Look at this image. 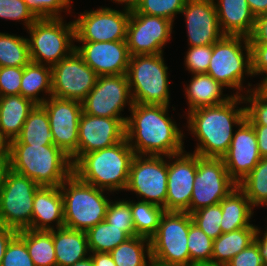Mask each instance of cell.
<instances>
[{"instance_id":"cell-1","label":"cell","mask_w":267,"mask_h":266,"mask_svg":"<svg viewBox=\"0 0 267 266\" xmlns=\"http://www.w3.org/2000/svg\"><path fill=\"white\" fill-rule=\"evenodd\" d=\"M168 107L133 104L125 128L126 139L135 155L170 156L185 150L184 133L168 116Z\"/></svg>"},{"instance_id":"cell-2","label":"cell","mask_w":267,"mask_h":266,"mask_svg":"<svg viewBox=\"0 0 267 266\" xmlns=\"http://www.w3.org/2000/svg\"><path fill=\"white\" fill-rule=\"evenodd\" d=\"M239 104H244L243 97L234 95L223 104L187 113L188 130L198 142L193 153L208 158H222L227 153L234 125L238 127L246 118V108L238 107Z\"/></svg>"},{"instance_id":"cell-3","label":"cell","mask_w":267,"mask_h":266,"mask_svg":"<svg viewBox=\"0 0 267 266\" xmlns=\"http://www.w3.org/2000/svg\"><path fill=\"white\" fill-rule=\"evenodd\" d=\"M135 153L125 138L108 147L83 154L72 166L73 174L84 183L116 192L126 189Z\"/></svg>"},{"instance_id":"cell-4","label":"cell","mask_w":267,"mask_h":266,"mask_svg":"<svg viewBox=\"0 0 267 266\" xmlns=\"http://www.w3.org/2000/svg\"><path fill=\"white\" fill-rule=\"evenodd\" d=\"M10 169L39 186H60L72 173L69 156L55 145L9 144Z\"/></svg>"},{"instance_id":"cell-5","label":"cell","mask_w":267,"mask_h":266,"mask_svg":"<svg viewBox=\"0 0 267 266\" xmlns=\"http://www.w3.org/2000/svg\"><path fill=\"white\" fill-rule=\"evenodd\" d=\"M64 201V227L87 232L105 220L110 200L106 190L79 180L73 173L60 185Z\"/></svg>"},{"instance_id":"cell-6","label":"cell","mask_w":267,"mask_h":266,"mask_svg":"<svg viewBox=\"0 0 267 266\" xmlns=\"http://www.w3.org/2000/svg\"><path fill=\"white\" fill-rule=\"evenodd\" d=\"M168 70L163 53L130 56L126 75L133 103L169 106Z\"/></svg>"},{"instance_id":"cell-7","label":"cell","mask_w":267,"mask_h":266,"mask_svg":"<svg viewBox=\"0 0 267 266\" xmlns=\"http://www.w3.org/2000/svg\"><path fill=\"white\" fill-rule=\"evenodd\" d=\"M207 74L224 87L237 90L233 95L243 96L241 92L245 90L244 75L252 76L249 38L224 35L216 41L212 45V57Z\"/></svg>"},{"instance_id":"cell-8","label":"cell","mask_w":267,"mask_h":266,"mask_svg":"<svg viewBox=\"0 0 267 266\" xmlns=\"http://www.w3.org/2000/svg\"><path fill=\"white\" fill-rule=\"evenodd\" d=\"M26 30L30 34L31 62L52 67L75 50L73 21L66 23L63 18L37 19Z\"/></svg>"},{"instance_id":"cell-9","label":"cell","mask_w":267,"mask_h":266,"mask_svg":"<svg viewBox=\"0 0 267 266\" xmlns=\"http://www.w3.org/2000/svg\"><path fill=\"white\" fill-rule=\"evenodd\" d=\"M192 217L188 212L165 211L150 238L152 263L159 266H190L187 246Z\"/></svg>"},{"instance_id":"cell-10","label":"cell","mask_w":267,"mask_h":266,"mask_svg":"<svg viewBox=\"0 0 267 266\" xmlns=\"http://www.w3.org/2000/svg\"><path fill=\"white\" fill-rule=\"evenodd\" d=\"M39 187L32 179L10 169L0 190V223L16 231L27 229Z\"/></svg>"},{"instance_id":"cell-11","label":"cell","mask_w":267,"mask_h":266,"mask_svg":"<svg viewBox=\"0 0 267 266\" xmlns=\"http://www.w3.org/2000/svg\"><path fill=\"white\" fill-rule=\"evenodd\" d=\"M125 191L137 194L141 201L155 204L166 211L167 156L135 155Z\"/></svg>"},{"instance_id":"cell-12","label":"cell","mask_w":267,"mask_h":266,"mask_svg":"<svg viewBox=\"0 0 267 266\" xmlns=\"http://www.w3.org/2000/svg\"><path fill=\"white\" fill-rule=\"evenodd\" d=\"M237 183L230 177L222 158L197 155V173L188 213L219 204Z\"/></svg>"},{"instance_id":"cell-13","label":"cell","mask_w":267,"mask_h":266,"mask_svg":"<svg viewBox=\"0 0 267 266\" xmlns=\"http://www.w3.org/2000/svg\"><path fill=\"white\" fill-rule=\"evenodd\" d=\"M130 10L101 7L84 11L75 19L76 42H108L126 40Z\"/></svg>"},{"instance_id":"cell-14","label":"cell","mask_w":267,"mask_h":266,"mask_svg":"<svg viewBox=\"0 0 267 266\" xmlns=\"http://www.w3.org/2000/svg\"><path fill=\"white\" fill-rule=\"evenodd\" d=\"M81 103L83 113L92 116L127 118L121 111L126 105L130 111L134 104L127 75L98 76L96 85Z\"/></svg>"},{"instance_id":"cell-15","label":"cell","mask_w":267,"mask_h":266,"mask_svg":"<svg viewBox=\"0 0 267 266\" xmlns=\"http://www.w3.org/2000/svg\"><path fill=\"white\" fill-rule=\"evenodd\" d=\"M41 105L49 118L54 145L70 157L73 165L78 160V127L83 112L81 101L51 96Z\"/></svg>"},{"instance_id":"cell-16","label":"cell","mask_w":267,"mask_h":266,"mask_svg":"<svg viewBox=\"0 0 267 266\" xmlns=\"http://www.w3.org/2000/svg\"><path fill=\"white\" fill-rule=\"evenodd\" d=\"M172 29L173 22L166 18L131 11L126 37L130 56L163 53Z\"/></svg>"},{"instance_id":"cell-17","label":"cell","mask_w":267,"mask_h":266,"mask_svg":"<svg viewBox=\"0 0 267 266\" xmlns=\"http://www.w3.org/2000/svg\"><path fill=\"white\" fill-rule=\"evenodd\" d=\"M52 96L83 101L96 85L98 75L74 50L69 56L51 67Z\"/></svg>"},{"instance_id":"cell-18","label":"cell","mask_w":267,"mask_h":266,"mask_svg":"<svg viewBox=\"0 0 267 266\" xmlns=\"http://www.w3.org/2000/svg\"><path fill=\"white\" fill-rule=\"evenodd\" d=\"M167 159L166 211L188 212L197 173V154L184 150Z\"/></svg>"},{"instance_id":"cell-19","label":"cell","mask_w":267,"mask_h":266,"mask_svg":"<svg viewBox=\"0 0 267 266\" xmlns=\"http://www.w3.org/2000/svg\"><path fill=\"white\" fill-rule=\"evenodd\" d=\"M127 118L81 114L78 127V159L86 153L111 147L126 138Z\"/></svg>"},{"instance_id":"cell-20","label":"cell","mask_w":267,"mask_h":266,"mask_svg":"<svg viewBox=\"0 0 267 266\" xmlns=\"http://www.w3.org/2000/svg\"><path fill=\"white\" fill-rule=\"evenodd\" d=\"M80 43L75 50L98 76L127 73L130 54L126 40Z\"/></svg>"},{"instance_id":"cell-21","label":"cell","mask_w":267,"mask_h":266,"mask_svg":"<svg viewBox=\"0 0 267 266\" xmlns=\"http://www.w3.org/2000/svg\"><path fill=\"white\" fill-rule=\"evenodd\" d=\"M238 127L227 153L222 157L228 174L237 184L262 159L252 124L245 118Z\"/></svg>"},{"instance_id":"cell-22","label":"cell","mask_w":267,"mask_h":266,"mask_svg":"<svg viewBox=\"0 0 267 266\" xmlns=\"http://www.w3.org/2000/svg\"><path fill=\"white\" fill-rule=\"evenodd\" d=\"M181 13L186 18L189 47L213 45L224 36L213 0H187Z\"/></svg>"},{"instance_id":"cell-23","label":"cell","mask_w":267,"mask_h":266,"mask_svg":"<svg viewBox=\"0 0 267 266\" xmlns=\"http://www.w3.org/2000/svg\"><path fill=\"white\" fill-rule=\"evenodd\" d=\"M63 227L64 201L60 186H40L34 195L32 222L27 229L50 231Z\"/></svg>"},{"instance_id":"cell-24","label":"cell","mask_w":267,"mask_h":266,"mask_svg":"<svg viewBox=\"0 0 267 266\" xmlns=\"http://www.w3.org/2000/svg\"><path fill=\"white\" fill-rule=\"evenodd\" d=\"M224 35L249 38L253 32L256 17L247 0H213Z\"/></svg>"},{"instance_id":"cell-25","label":"cell","mask_w":267,"mask_h":266,"mask_svg":"<svg viewBox=\"0 0 267 266\" xmlns=\"http://www.w3.org/2000/svg\"><path fill=\"white\" fill-rule=\"evenodd\" d=\"M189 82L184 90L185 98L188 100V112L201 107L223 104L234 96L223 95L225 87L207 73L192 74Z\"/></svg>"},{"instance_id":"cell-26","label":"cell","mask_w":267,"mask_h":266,"mask_svg":"<svg viewBox=\"0 0 267 266\" xmlns=\"http://www.w3.org/2000/svg\"><path fill=\"white\" fill-rule=\"evenodd\" d=\"M222 208V233L241 228H258L250 223L254 212L251 202L245 193L237 186L219 202Z\"/></svg>"},{"instance_id":"cell-27","label":"cell","mask_w":267,"mask_h":266,"mask_svg":"<svg viewBox=\"0 0 267 266\" xmlns=\"http://www.w3.org/2000/svg\"><path fill=\"white\" fill-rule=\"evenodd\" d=\"M53 243L57 266H70L90 255L87 234L84 231L66 227L54 229Z\"/></svg>"},{"instance_id":"cell-28","label":"cell","mask_w":267,"mask_h":266,"mask_svg":"<svg viewBox=\"0 0 267 266\" xmlns=\"http://www.w3.org/2000/svg\"><path fill=\"white\" fill-rule=\"evenodd\" d=\"M35 105L21 95L0 96V132L8 142L20 134L29 112Z\"/></svg>"},{"instance_id":"cell-29","label":"cell","mask_w":267,"mask_h":266,"mask_svg":"<svg viewBox=\"0 0 267 266\" xmlns=\"http://www.w3.org/2000/svg\"><path fill=\"white\" fill-rule=\"evenodd\" d=\"M257 228H241L222 233L213 240L211 266H226L239 252L254 242Z\"/></svg>"},{"instance_id":"cell-30","label":"cell","mask_w":267,"mask_h":266,"mask_svg":"<svg viewBox=\"0 0 267 266\" xmlns=\"http://www.w3.org/2000/svg\"><path fill=\"white\" fill-rule=\"evenodd\" d=\"M47 93L39 98V93ZM20 95L30 99L36 105H41L52 96V69L50 66L34 62L24 66L21 79ZM47 98V99H46Z\"/></svg>"},{"instance_id":"cell-31","label":"cell","mask_w":267,"mask_h":266,"mask_svg":"<svg viewBox=\"0 0 267 266\" xmlns=\"http://www.w3.org/2000/svg\"><path fill=\"white\" fill-rule=\"evenodd\" d=\"M9 144L54 145L49 118L42 105L29 112L20 134Z\"/></svg>"},{"instance_id":"cell-32","label":"cell","mask_w":267,"mask_h":266,"mask_svg":"<svg viewBox=\"0 0 267 266\" xmlns=\"http://www.w3.org/2000/svg\"><path fill=\"white\" fill-rule=\"evenodd\" d=\"M35 266H57L53 230H19Z\"/></svg>"},{"instance_id":"cell-33","label":"cell","mask_w":267,"mask_h":266,"mask_svg":"<svg viewBox=\"0 0 267 266\" xmlns=\"http://www.w3.org/2000/svg\"><path fill=\"white\" fill-rule=\"evenodd\" d=\"M110 255L117 266H149L152 263L150 239L130 237L113 249Z\"/></svg>"},{"instance_id":"cell-34","label":"cell","mask_w":267,"mask_h":266,"mask_svg":"<svg viewBox=\"0 0 267 266\" xmlns=\"http://www.w3.org/2000/svg\"><path fill=\"white\" fill-rule=\"evenodd\" d=\"M133 226L137 236L150 239L158 230L160 219L165 209L146 201H130Z\"/></svg>"},{"instance_id":"cell-35","label":"cell","mask_w":267,"mask_h":266,"mask_svg":"<svg viewBox=\"0 0 267 266\" xmlns=\"http://www.w3.org/2000/svg\"><path fill=\"white\" fill-rule=\"evenodd\" d=\"M86 234L90 252L99 253H110L130 238L121 228L109 224L106 220L90 228Z\"/></svg>"},{"instance_id":"cell-36","label":"cell","mask_w":267,"mask_h":266,"mask_svg":"<svg viewBox=\"0 0 267 266\" xmlns=\"http://www.w3.org/2000/svg\"><path fill=\"white\" fill-rule=\"evenodd\" d=\"M30 62L28 38L0 32V67H24Z\"/></svg>"},{"instance_id":"cell-37","label":"cell","mask_w":267,"mask_h":266,"mask_svg":"<svg viewBox=\"0 0 267 266\" xmlns=\"http://www.w3.org/2000/svg\"><path fill=\"white\" fill-rule=\"evenodd\" d=\"M237 186L245 193L253 208L267 206V158H262Z\"/></svg>"},{"instance_id":"cell-38","label":"cell","mask_w":267,"mask_h":266,"mask_svg":"<svg viewBox=\"0 0 267 266\" xmlns=\"http://www.w3.org/2000/svg\"><path fill=\"white\" fill-rule=\"evenodd\" d=\"M187 246L190 253V266L211 265L213 239L209 238L193 222L189 227Z\"/></svg>"},{"instance_id":"cell-39","label":"cell","mask_w":267,"mask_h":266,"mask_svg":"<svg viewBox=\"0 0 267 266\" xmlns=\"http://www.w3.org/2000/svg\"><path fill=\"white\" fill-rule=\"evenodd\" d=\"M251 86L248 83V89L242 93L246 104V119L252 125L267 126V93L260 87L251 88ZM244 93L246 94L244 95Z\"/></svg>"},{"instance_id":"cell-40","label":"cell","mask_w":267,"mask_h":266,"mask_svg":"<svg viewBox=\"0 0 267 266\" xmlns=\"http://www.w3.org/2000/svg\"><path fill=\"white\" fill-rule=\"evenodd\" d=\"M192 221L209 238L215 240L222 234L221 219L222 208L220 204L201 208L190 214Z\"/></svg>"},{"instance_id":"cell-41","label":"cell","mask_w":267,"mask_h":266,"mask_svg":"<svg viewBox=\"0 0 267 266\" xmlns=\"http://www.w3.org/2000/svg\"><path fill=\"white\" fill-rule=\"evenodd\" d=\"M187 0H141L133 13L160 16L174 22Z\"/></svg>"},{"instance_id":"cell-42","label":"cell","mask_w":267,"mask_h":266,"mask_svg":"<svg viewBox=\"0 0 267 266\" xmlns=\"http://www.w3.org/2000/svg\"><path fill=\"white\" fill-rule=\"evenodd\" d=\"M105 220L109 224H112L117 228H121V230H123L129 237L137 236L133 226V218L129 200L121 199L115 202L110 201Z\"/></svg>"},{"instance_id":"cell-43","label":"cell","mask_w":267,"mask_h":266,"mask_svg":"<svg viewBox=\"0 0 267 266\" xmlns=\"http://www.w3.org/2000/svg\"><path fill=\"white\" fill-rule=\"evenodd\" d=\"M37 19L63 18V10L71 13L72 0H23Z\"/></svg>"},{"instance_id":"cell-44","label":"cell","mask_w":267,"mask_h":266,"mask_svg":"<svg viewBox=\"0 0 267 266\" xmlns=\"http://www.w3.org/2000/svg\"><path fill=\"white\" fill-rule=\"evenodd\" d=\"M1 266H35L25 240L17 233L7 245Z\"/></svg>"},{"instance_id":"cell-45","label":"cell","mask_w":267,"mask_h":266,"mask_svg":"<svg viewBox=\"0 0 267 266\" xmlns=\"http://www.w3.org/2000/svg\"><path fill=\"white\" fill-rule=\"evenodd\" d=\"M0 18L24 21L25 29H28L37 20L23 0H0Z\"/></svg>"},{"instance_id":"cell-46","label":"cell","mask_w":267,"mask_h":266,"mask_svg":"<svg viewBox=\"0 0 267 266\" xmlns=\"http://www.w3.org/2000/svg\"><path fill=\"white\" fill-rule=\"evenodd\" d=\"M212 57V45L188 47L184 64L191 74L207 73Z\"/></svg>"},{"instance_id":"cell-47","label":"cell","mask_w":267,"mask_h":266,"mask_svg":"<svg viewBox=\"0 0 267 266\" xmlns=\"http://www.w3.org/2000/svg\"><path fill=\"white\" fill-rule=\"evenodd\" d=\"M24 67H0V96L20 95Z\"/></svg>"},{"instance_id":"cell-48","label":"cell","mask_w":267,"mask_h":266,"mask_svg":"<svg viewBox=\"0 0 267 266\" xmlns=\"http://www.w3.org/2000/svg\"><path fill=\"white\" fill-rule=\"evenodd\" d=\"M251 48V72L252 77L256 75H266L263 80L257 84L261 87L267 81V44H250ZM264 73V74H263Z\"/></svg>"},{"instance_id":"cell-49","label":"cell","mask_w":267,"mask_h":266,"mask_svg":"<svg viewBox=\"0 0 267 266\" xmlns=\"http://www.w3.org/2000/svg\"><path fill=\"white\" fill-rule=\"evenodd\" d=\"M226 266H263L257 243L252 242L247 248L235 255Z\"/></svg>"},{"instance_id":"cell-50","label":"cell","mask_w":267,"mask_h":266,"mask_svg":"<svg viewBox=\"0 0 267 266\" xmlns=\"http://www.w3.org/2000/svg\"><path fill=\"white\" fill-rule=\"evenodd\" d=\"M249 44H267V14L256 17Z\"/></svg>"},{"instance_id":"cell-51","label":"cell","mask_w":267,"mask_h":266,"mask_svg":"<svg viewBox=\"0 0 267 266\" xmlns=\"http://www.w3.org/2000/svg\"><path fill=\"white\" fill-rule=\"evenodd\" d=\"M18 233L15 229L0 223V266L10 240Z\"/></svg>"},{"instance_id":"cell-52","label":"cell","mask_w":267,"mask_h":266,"mask_svg":"<svg viewBox=\"0 0 267 266\" xmlns=\"http://www.w3.org/2000/svg\"><path fill=\"white\" fill-rule=\"evenodd\" d=\"M256 134L258 150L262 158H267V126L252 125Z\"/></svg>"},{"instance_id":"cell-53","label":"cell","mask_w":267,"mask_h":266,"mask_svg":"<svg viewBox=\"0 0 267 266\" xmlns=\"http://www.w3.org/2000/svg\"><path fill=\"white\" fill-rule=\"evenodd\" d=\"M259 228L260 227L257 228L254 241L258 245L259 254L262 257L263 261V266H267V227H265L266 228V230L264 231L265 233L263 232L261 233V229ZM261 235L263 237H261Z\"/></svg>"},{"instance_id":"cell-54","label":"cell","mask_w":267,"mask_h":266,"mask_svg":"<svg viewBox=\"0 0 267 266\" xmlns=\"http://www.w3.org/2000/svg\"><path fill=\"white\" fill-rule=\"evenodd\" d=\"M90 256L93 260L94 266H117L110 253L90 252Z\"/></svg>"},{"instance_id":"cell-55","label":"cell","mask_w":267,"mask_h":266,"mask_svg":"<svg viewBox=\"0 0 267 266\" xmlns=\"http://www.w3.org/2000/svg\"><path fill=\"white\" fill-rule=\"evenodd\" d=\"M247 3L255 17L267 14V0H247Z\"/></svg>"},{"instance_id":"cell-56","label":"cell","mask_w":267,"mask_h":266,"mask_svg":"<svg viewBox=\"0 0 267 266\" xmlns=\"http://www.w3.org/2000/svg\"><path fill=\"white\" fill-rule=\"evenodd\" d=\"M10 170L9 154L0 155V190L4 184L7 172Z\"/></svg>"},{"instance_id":"cell-57","label":"cell","mask_w":267,"mask_h":266,"mask_svg":"<svg viewBox=\"0 0 267 266\" xmlns=\"http://www.w3.org/2000/svg\"><path fill=\"white\" fill-rule=\"evenodd\" d=\"M118 4H125L124 9L133 11L140 4L141 0H111Z\"/></svg>"},{"instance_id":"cell-58","label":"cell","mask_w":267,"mask_h":266,"mask_svg":"<svg viewBox=\"0 0 267 266\" xmlns=\"http://www.w3.org/2000/svg\"><path fill=\"white\" fill-rule=\"evenodd\" d=\"M9 154V142L0 132V155Z\"/></svg>"},{"instance_id":"cell-59","label":"cell","mask_w":267,"mask_h":266,"mask_svg":"<svg viewBox=\"0 0 267 266\" xmlns=\"http://www.w3.org/2000/svg\"><path fill=\"white\" fill-rule=\"evenodd\" d=\"M70 266H94V263L91 256L89 255L87 258L77 261L76 263Z\"/></svg>"},{"instance_id":"cell-60","label":"cell","mask_w":267,"mask_h":266,"mask_svg":"<svg viewBox=\"0 0 267 266\" xmlns=\"http://www.w3.org/2000/svg\"><path fill=\"white\" fill-rule=\"evenodd\" d=\"M260 88L267 93V81Z\"/></svg>"},{"instance_id":"cell-61","label":"cell","mask_w":267,"mask_h":266,"mask_svg":"<svg viewBox=\"0 0 267 266\" xmlns=\"http://www.w3.org/2000/svg\"><path fill=\"white\" fill-rule=\"evenodd\" d=\"M191 266H211V265H191Z\"/></svg>"},{"instance_id":"cell-62","label":"cell","mask_w":267,"mask_h":266,"mask_svg":"<svg viewBox=\"0 0 267 266\" xmlns=\"http://www.w3.org/2000/svg\"><path fill=\"white\" fill-rule=\"evenodd\" d=\"M149 266H159V265H156V264H154V263H151Z\"/></svg>"}]
</instances>
